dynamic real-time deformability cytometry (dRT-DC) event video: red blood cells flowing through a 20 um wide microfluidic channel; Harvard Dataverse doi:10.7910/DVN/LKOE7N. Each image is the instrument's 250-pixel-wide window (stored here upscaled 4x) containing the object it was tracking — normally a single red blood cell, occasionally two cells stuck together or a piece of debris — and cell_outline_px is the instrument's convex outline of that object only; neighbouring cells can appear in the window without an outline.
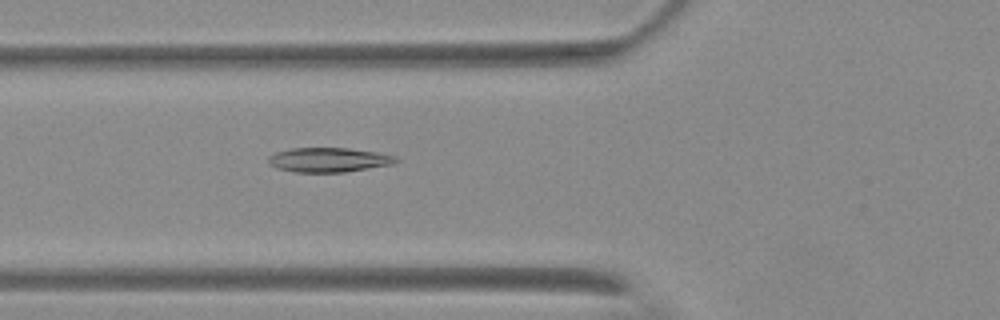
{"species": "Egyptian fruit bat (a non-hibernating species)", "species_latin": "Rousettus aegyptiacus", "temperature_condition": "warm", "stored_images_in_passage": 39, "camera_frame_rate_fps": 3000, "um_per_image_px": 0.085, "animal": {"sex": "female"}, "frame": {"image": 1, "passage_image": 4, "time_ms": 1.0, "image_size_px": [1000, 320], "cell_outline_px": [[400, 160], [392, 164], [344, 172], [296, 172], [276, 168], [268, 164], [268, 156], [276, 152], [292, 148], [348, 148], [376, 152], [396, 156]], "centroid_in_image_um": [27.91, 13.58], "position_along_channel_um": 97.9, "area_um2": 18.15}}
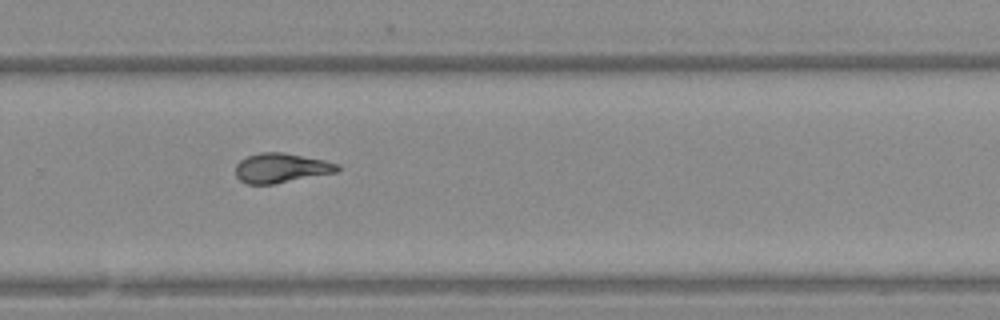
{"frame": {"image": 2, "passage_image": 21, "time_ms": 6.667, "image_size_px": [1000, 320], "cell_outline_px": [[340, 168], [336, 172], [276, 184], [248, 184], [240, 180], [236, 176], [236, 164], [240, 160], [248, 156], [260, 152], [284, 152], [324, 160], [340, 164]], "centroid_in_image_um": [23.9, 14.28], "position_along_channel_um": 305.9, "area_um2": 17.63}}
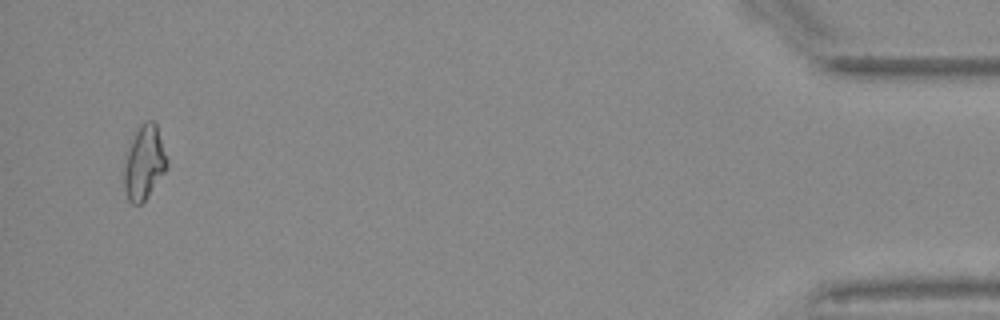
{"frame": {"image": 3, "passage_image": 37, "time_ms": 12.0, "image_size_px": [1000, 320], "cell_outline_px": [[168, 168], [144, 200], [140, 204], [132, 204], [128, 200], [124, 188], [124, 168], [128, 152], [132, 140], [140, 124], [148, 120], [152, 120], [156, 124], [168, 160]], "centroid_in_image_um": [12.27, 13.83], "position_along_channel_um": 422.9, "area_um2": 18.15}, "authors_computed_cell_mechanics": {"area_um2": 17.5134, "velocity_mm_per_s": 3.6742, "shape_relaxation_time_tau1_ms": 10.509, "shape_relaxation_time_tau2_ms": 2.3858, "deformation_change_tau1": 0.2677, "deformation_change_tau2": 0.0894}}